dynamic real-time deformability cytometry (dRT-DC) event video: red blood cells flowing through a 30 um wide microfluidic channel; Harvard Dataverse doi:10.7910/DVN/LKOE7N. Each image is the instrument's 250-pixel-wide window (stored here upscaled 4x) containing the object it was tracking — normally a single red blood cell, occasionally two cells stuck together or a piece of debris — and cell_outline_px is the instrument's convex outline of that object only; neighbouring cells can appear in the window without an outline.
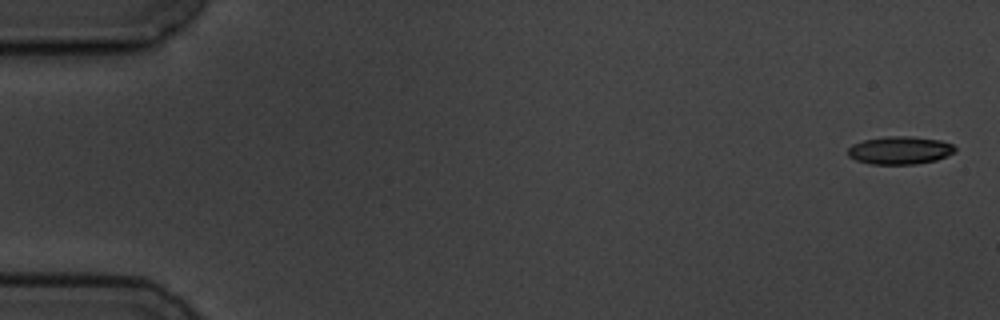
{"species": "common noctule bat (a hibernating species)", "species_latin": "Nyctalus noctula", "temperature_condition": "cold", "stored_images_in_passage": 15, "camera_frame_rate_fps": 3000, "um_per_image_px": 0.085, "animal": {"sex": "male", "body_mass_g": 19.5, "forearm_length_mm": 54.6}, "frame": {"image": 1, "passage_image": 1, "time_ms": 0.0, "image_size_px": [1000, 320], "cell_outline_px": [[956, 152], [936, 160], [916, 164], [872, 164], [856, 160], [848, 156], [848, 148], [852, 144], [864, 140], [888, 136], [908, 136], [940, 140], [952, 144], [956, 148]], "centroid_in_image_um": [76.49, 12.78], "position_along_channel_um": 8.5, "area_um2": 17.4}}
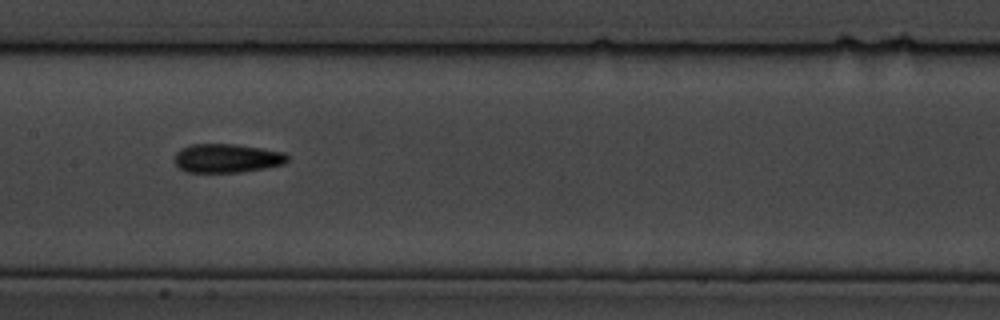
{"frame": {"image": 2, "passage_image": 8, "time_ms": 9.0, "image_size_px": [1000, 320], "cell_outline_px": [[288, 160], [284, 164], [264, 168], [240, 172], [184, 172], [172, 160], [176, 152], [180, 148], [192, 144], [236, 144], [284, 152], [288, 156]], "centroid_in_image_um": [19.24, 13.45], "position_along_channel_um": 188.2, "area_um2": 19.07}}
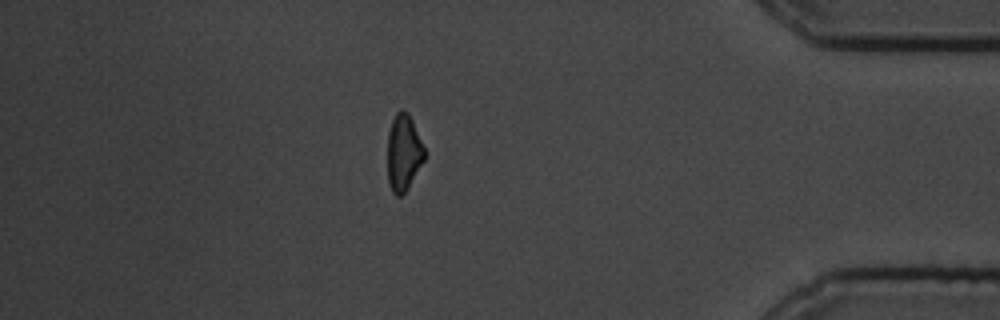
{"frame": {"image": 3, "passage_image": 14, "time_ms": 16.0, "image_size_px": [1000, 320], "cell_outline_px": [[424, 160], [408, 188], [400, 196], [396, 196], [392, 192], [388, 184], [388, 132], [392, 120], [396, 112], [400, 108], [408, 112], [412, 120], [424, 148]], "centroid_in_image_um": [34.28, 12.97], "position_along_channel_um": 400.9, "area_um2": 16.42}}